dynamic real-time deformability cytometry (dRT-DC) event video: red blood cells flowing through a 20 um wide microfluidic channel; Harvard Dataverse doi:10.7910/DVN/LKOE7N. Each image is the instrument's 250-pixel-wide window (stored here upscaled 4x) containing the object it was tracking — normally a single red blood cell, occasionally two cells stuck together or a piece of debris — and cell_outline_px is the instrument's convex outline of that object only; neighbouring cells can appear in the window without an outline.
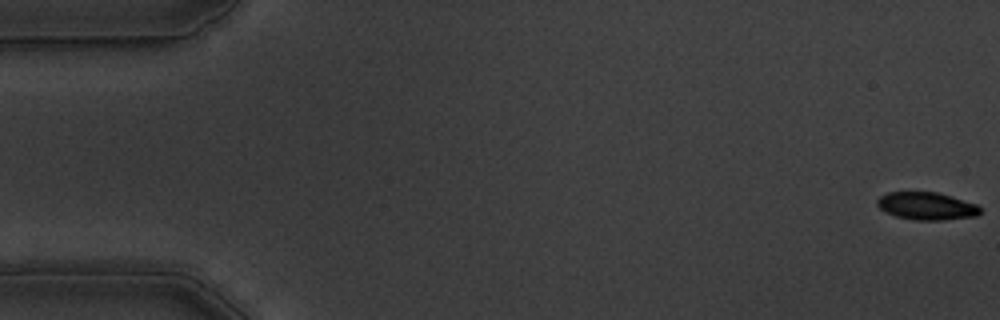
{"species": "common noctule bat (a hibernating species)", "species_latin": "Nyctalus noctula", "temperature_condition": "warm", "stored_images_in_passage": 56, "camera_frame_rate_fps": 3000, "um_per_image_px": 0.085, "animal": {"sex": "male", "body_mass_g": 19.5, "forearm_length_mm": 54.6}, "frame": {"image": 1, "passage_image": 1, "time_ms": 0.0, "image_size_px": [1000, 320], "cell_outline_px": [[980, 212], [976, 216], [940, 220], [916, 220], [896, 216], [880, 208], [876, 204], [876, 200], [880, 196], [888, 192], [936, 192], [952, 196], [976, 204], [980, 208]], "centroid_in_image_um": [78.75, 17.5], "position_along_channel_um": 6.2, "area_um2": 16.42}}
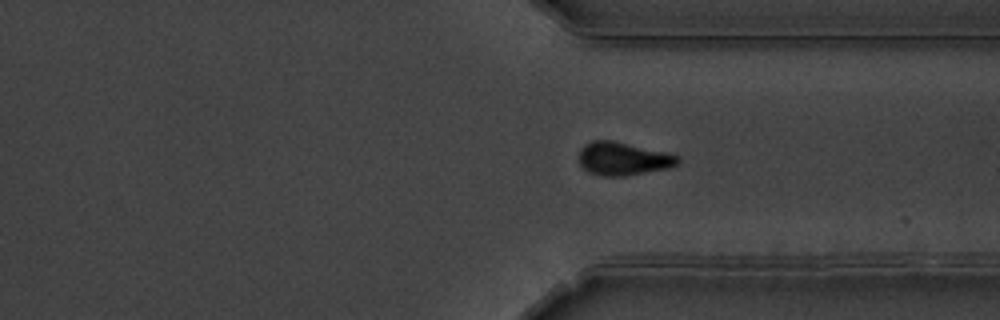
{"frame": {"image": 2, "passage_image": 42, "time_ms": 13.667, "image_size_px": [1000, 320], "cell_outline_px": [[680, 164], [672, 168], [624, 176], [604, 176], [588, 172], [580, 164], [580, 148], [584, 144], [592, 140], [612, 140], [668, 152], [680, 156]], "centroid_in_image_um": [53.02, 13.49], "position_along_channel_um": 358.4, "area_um2": 19.42}}
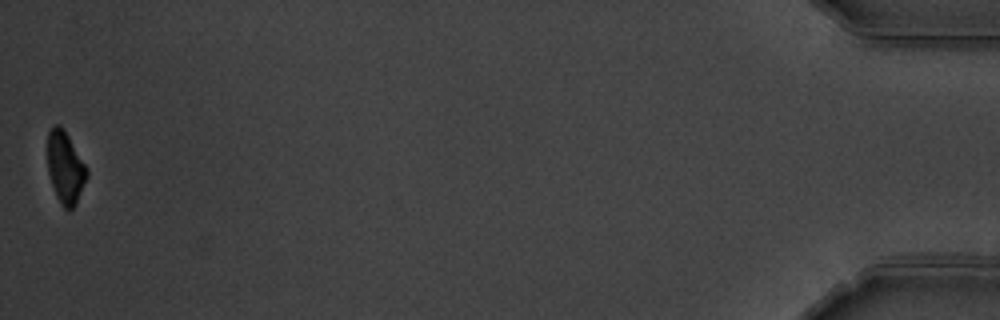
{"frame": {"image": 3, "passage_image": 56, "time_ms": 18.333, "image_size_px": [1000, 320], "cell_outline_px": [[88, 176], [76, 204], [72, 208], [64, 208], [60, 204], [56, 196], [48, 172], [48, 132], [56, 124], [60, 124], [64, 128], [84, 164], [88, 172]], "centroid_in_image_um": [5.54, 14.24], "position_along_channel_um": 429.7, "area_um2": 16.24}, "authors_computed_cell_mechanics": {"area_um2": 18.785, "velocity_mm_per_s": 3.6202, "shape_relaxation_time_tau1_ms": 3.3166, "shape_relaxation_time_tau2_ms": 4.8144, "deformation_change_tau1": 0.1198, "deformation_change_tau2": 0.0601}}